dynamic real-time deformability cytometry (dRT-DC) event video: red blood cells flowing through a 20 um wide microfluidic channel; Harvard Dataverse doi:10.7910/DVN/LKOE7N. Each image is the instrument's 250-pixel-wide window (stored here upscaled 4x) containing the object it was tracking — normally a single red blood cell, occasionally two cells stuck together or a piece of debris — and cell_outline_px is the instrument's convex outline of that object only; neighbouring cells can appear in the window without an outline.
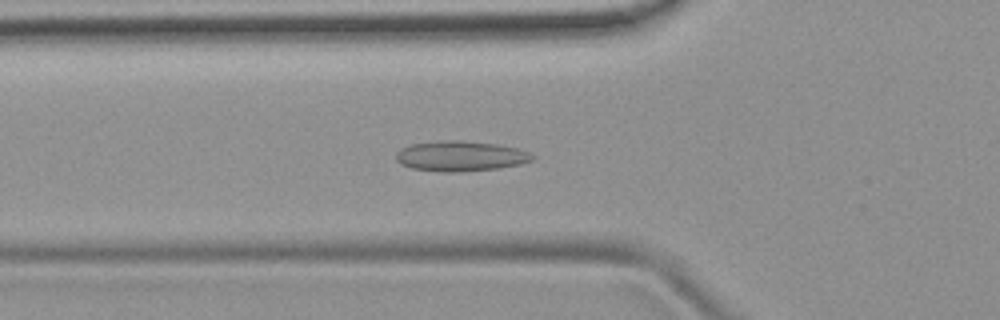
{"species": "common noctule bat (a hibernating species)", "species_latin": "Nyctalus noctula", "temperature_condition": "room temperature", "stored_images_in_passage": 44, "camera_frame_rate_fps": 3000, "um_per_image_px": 0.085, "animal": {"sex": "female", "body_mass_g": 19.9}, "frame": {"image": 1, "passage_image": 10, "time_ms": 3.0, "image_size_px": [1000, 320], "cell_outline_px": [[536, 156], [532, 160], [520, 164], [500, 168], [460, 172], [444, 172], [412, 168], [400, 164], [396, 160], [396, 152], [400, 148], [412, 144], [440, 140], [460, 140], [500, 144], [516, 148], [528, 152]], "centroid_in_image_um": [39.14, 13.26], "position_along_channel_um": 86.7, "area_um2": 24.22}}
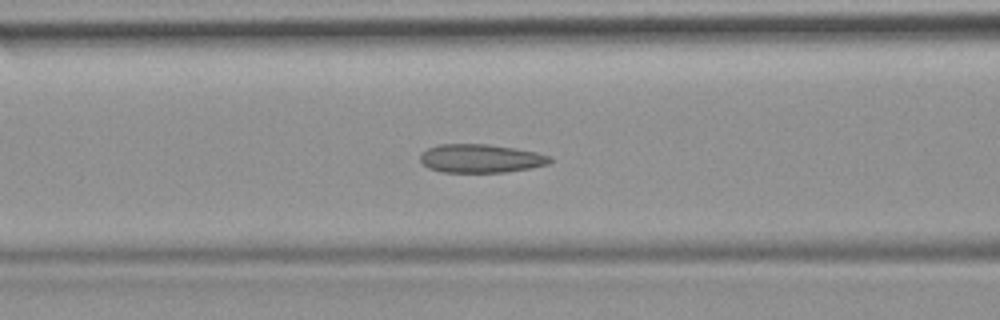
{"frame": {"image": 2, "passage_image": 13, "time_ms": 4.0, "image_size_px": [1000, 320], "cell_outline_px": [[552, 160], [548, 164], [528, 168], [504, 172], [444, 172], [428, 168], [420, 160], [420, 152], [436, 144], [488, 144], [516, 148], [536, 152], [552, 156]], "centroid_in_image_um": [40.84, 13.45], "position_along_channel_um": 125.8, "area_um2": 21.62}}
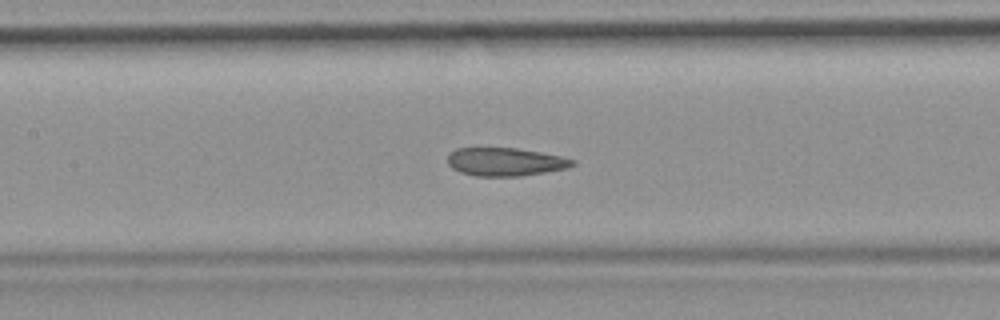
{"frame": {"image": 3, "passage_image": 16, "time_ms": 5.0, "image_size_px": [1000, 320], "cell_outline_px": [[576, 164], [568, 168], [520, 176], [476, 176], [460, 172], [452, 168], [448, 164], [448, 156], [456, 148], [516, 148], [540, 152], [560, 156], [576, 160]], "centroid_in_image_um": [42.96, 13.76], "position_along_channel_um": 164.4, "area_um2": 20.46}, "authors_computed_cell_mechanics": {"area_um2": 21.6461, "velocity_mm_per_s": 3.8774, "shape_relaxation_time_tau1_ms": null, "shape_relaxation_time_tau2_ms": 2.5303, "deformation_change_tau1": null, "deformation_change_tau2": 0.064}}